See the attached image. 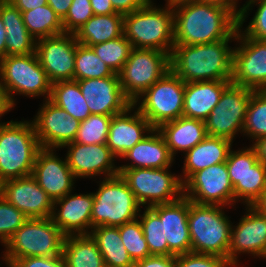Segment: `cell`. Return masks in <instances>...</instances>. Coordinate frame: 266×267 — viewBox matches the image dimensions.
I'll use <instances>...</instances> for the list:
<instances>
[{"mask_svg": "<svg viewBox=\"0 0 266 267\" xmlns=\"http://www.w3.org/2000/svg\"><path fill=\"white\" fill-rule=\"evenodd\" d=\"M173 8L174 44L200 45L236 39L238 16L229 7L192 0Z\"/></svg>", "mask_w": 266, "mask_h": 267, "instance_id": "6da1fadb", "label": "cell"}, {"mask_svg": "<svg viewBox=\"0 0 266 267\" xmlns=\"http://www.w3.org/2000/svg\"><path fill=\"white\" fill-rule=\"evenodd\" d=\"M232 40L236 39L200 45L174 44L170 53V70L184 83L231 81L233 48L229 43Z\"/></svg>", "mask_w": 266, "mask_h": 267, "instance_id": "7a4b0ae2", "label": "cell"}, {"mask_svg": "<svg viewBox=\"0 0 266 267\" xmlns=\"http://www.w3.org/2000/svg\"><path fill=\"white\" fill-rule=\"evenodd\" d=\"M150 0L144 7L124 15L123 34L132 48L171 53L174 46V8L156 7Z\"/></svg>", "mask_w": 266, "mask_h": 267, "instance_id": "3957f363", "label": "cell"}, {"mask_svg": "<svg viewBox=\"0 0 266 267\" xmlns=\"http://www.w3.org/2000/svg\"><path fill=\"white\" fill-rule=\"evenodd\" d=\"M41 149L32 121H13L0 126V184L32 175Z\"/></svg>", "mask_w": 266, "mask_h": 267, "instance_id": "277c9868", "label": "cell"}, {"mask_svg": "<svg viewBox=\"0 0 266 267\" xmlns=\"http://www.w3.org/2000/svg\"><path fill=\"white\" fill-rule=\"evenodd\" d=\"M222 209L224 206L189 200L191 252L218 255L228 260L232 222Z\"/></svg>", "mask_w": 266, "mask_h": 267, "instance_id": "5b68a950", "label": "cell"}, {"mask_svg": "<svg viewBox=\"0 0 266 267\" xmlns=\"http://www.w3.org/2000/svg\"><path fill=\"white\" fill-rule=\"evenodd\" d=\"M66 235L49 218H28L4 244L2 261L8 266L24 257L62 255Z\"/></svg>", "mask_w": 266, "mask_h": 267, "instance_id": "8992f818", "label": "cell"}, {"mask_svg": "<svg viewBox=\"0 0 266 267\" xmlns=\"http://www.w3.org/2000/svg\"><path fill=\"white\" fill-rule=\"evenodd\" d=\"M98 186L97 191L93 192L92 229L99 226L118 227L138 218L142 206L120 174L100 180Z\"/></svg>", "mask_w": 266, "mask_h": 267, "instance_id": "52a82bcc", "label": "cell"}, {"mask_svg": "<svg viewBox=\"0 0 266 267\" xmlns=\"http://www.w3.org/2000/svg\"><path fill=\"white\" fill-rule=\"evenodd\" d=\"M0 83L13 105L14 94L26 97L44 96L50 99L52 83L35 53L7 55L0 59Z\"/></svg>", "mask_w": 266, "mask_h": 267, "instance_id": "ba28073f", "label": "cell"}, {"mask_svg": "<svg viewBox=\"0 0 266 267\" xmlns=\"http://www.w3.org/2000/svg\"><path fill=\"white\" fill-rule=\"evenodd\" d=\"M169 168H119V174L140 205L151 207L174 202L184 195L180 176L172 174Z\"/></svg>", "mask_w": 266, "mask_h": 267, "instance_id": "9c48e42d", "label": "cell"}, {"mask_svg": "<svg viewBox=\"0 0 266 267\" xmlns=\"http://www.w3.org/2000/svg\"><path fill=\"white\" fill-rule=\"evenodd\" d=\"M184 90L185 83L169 70L132 104L157 129L183 116Z\"/></svg>", "mask_w": 266, "mask_h": 267, "instance_id": "30bf717a", "label": "cell"}, {"mask_svg": "<svg viewBox=\"0 0 266 267\" xmlns=\"http://www.w3.org/2000/svg\"><path fill=\"white\" fill-rule=\"evenodd\" d=\"M169 70V53L156 49L133 48L118 77L124 95L133 103Z\"/></svg>", "mask_w": 266, "mask_h": 267, "instance_id": "8fae6325", "label": "cell"}, {"mask_svg": "<svg viewBox=\"0 0 266 267\" xmlns=\"http://www.w3.org/2000/svg\"><path fill=\"white\" fill-rule=\"evenodd\" d=\"M255 91L231 83L205 120L207 135L233 142L235 136L243 132L248 104Z\"/></svg>", "mask_w": 266, "mask_h": 267, "instance_id": "7c38bea8", "label": "cell"}, {"mask_svg": "<svg viewBox=\"0 0 266 267\" xmlns=\"http://www.w3.org/2000/svg\"><path fill=\"white\" fill-rule=\"evenodd\" d=\"M239 47H233L231 83L256 91L266 90V41L247 37L237 30Z\"/></svg>", "mask_w": 266, "mask_h": 267, "instance_id": "4fadbf2b", "label": "cell"}, {"mask_svg": "<svg viewBox=\"0 0 266 267\" xmlns=\"http://www.w3.org/2000/svg\"><path fill=\"white\" fill-rule=\"evenodd\" d=\"M184 196L197 204L234 206V187L226 162L194 173L184 183Z\"/></svg>", "mask_w": 266, "mask_h": 267, "instance_id": "5bb4252c", "label": "cell"}, {"mask_svg": "<svg viewBox=\"0 0 266 267\" xmlns=\"http://www.w3.org/2000/svg\"><path fill=\"white\" fill-rule=\"evenodd\" d=\"M76 49L75 34L62 33L36 40V55L51 83L74 80Z\"/></svg>", "mask_w": 266, "mask_h": 267, "instance_id": "9a60e30c", "label": "cell"}, {"mask_svg": "<svg viewBox=\"0 0 266 267\" xmlns=\"http://www.w3.org/2000/svg\"><path fill=\"white\" fill-rule=\"evenodd\" d=\"M41 148L60 149L76 138L80 121L50 99L43 101L32 121Z\"/></svg>", "mask_w": 266, "mask_h": 267, "instance_id": "2e32d148", "label": "cell"}, {"mask_svg": "<svg viewBox=\"0 0 266 267\" xmlns=\"http://www.w3.org/2000/svg\"><path fill=\"white\" fill-rule=\"evenodd\" d=\"M245 208L238 225L231 226L228 262L233 267L239 265L238 255L241 253L266 259V216L252 206L245 205Z\"/></svg>", "mask_w": 266, "mask_h": 267, "instance_id": "e0dca14e", "label": "cell"}, {"mask_svg": "<svg viewBox=\"0 0 266 267\" xmlns=\"http://www.w3.org/2000/svg\"><path fill=\"white\" fill-rule=\"evenodd\" d=\"M66 147L67 163L76 179L93 178L101 174L103 178L119 175V166L114 163L117 157L106 144L85 145L73 141L62 148Z\"/></svg>", "mask_w": 266, "mask_h": 267, "instance_id": "ac0fdd59", "label": "cell"}, {"mask_svg": "<svg viewBox=\"0 0 266 267\" xmlns=\"http://www.w3.org/2000/svg\"><path fill=\"white\" fill-rule=\"evenodd\" d=\"M0 194L28 218H49L52 215L54 200L32 175L3 182Z\"/></svg>", "mask_w": 266, "mask_h": 267, "instance_id": "d6986e66", "label": "cell"}, {"mask_svg": "<svg viewBox=\"0 0 266 267\" xmlns=\"http://www.w3.org/2000/svg\"><path fill=\"white\" fill-rule=\"evenodd\" d=\"M151 208L163 222V244H168V256L190 253L189 199L183 195L174 202L157 204Z\"/></svg>", "mask_w": 266, "mask_h": 267, "instance_id": "ffe728a7", "label": "cell"}, {"mask_svg": "<svg viewBox=\"0 0 266 267\" xmlns=\"http://www.w3.org/2000/svg\"><path fill=\"white\" fill-rule=\"evenodd\" d=\"M53 151L56 152V149L41 148L37 152L32 176L55 201L73 190L76 178L68 166L66 157L61 160Z\"/></svg>", "mask_w": 266, "mask_h": 267, "instance_id": "44dd1931", "label": "cell"}, {"mask_svg": "<svg viewBox=\"0 0 266 267\" xmlns=\"http://www.w3.org/2000/svg\"><path fill=\"white\" fill-rule=\"evenodd\" d=\"M77 82L91 114L114 116L132 105L124 95L119 77L84 79Z\"/></svg>", "mask_w": 266, "mask_h": 267, "instance_id": "7402d4cb", "label": "cell"}, {"mask_svg": "<svg viewBox=\"0 0 266 267\" xmlns=\"http://www.w3.org/2000/svg\"><path fill=\"white\" fill-rule=\"evenodd\" d=\"M93 202V192L74 195L69 192L54 201L51 219L66 236L90 234Z\"/></svg>", "mask_w": 266, "mask_h": 267, "instance_id": "603a6c76", "label": "cell"}, {"mask_svg": "<svg viewBox=\"0 0 266 267\" xmlns=\"http://www.w3.org/2000/svg\"><path fill=\"white\" fill-rule=\"evenodd\" d=\"M134 109L135 105L132 104L125 111L112 116L106 145L117 158H121L154 129L138 109L130 114Z\"/></svg>", "mask_w": 266, "mask_h": 267, "instance_id": "cb8c5ba5", "label": "cell"}, {"mask_svg": "<svg viewBox=\"0 0 266 267\" xmlns=\"http://www.w3.org/2000/svg\"><path fill=\"white\" fill-rule=\"evenodd\" d=\"M231 81L185 83L183 116L205 121Z\"/></svg>", "mask_w": 266, "mask_h": 267, "instance_id": "d4e9b609", "label": "cell"}, {"mask_svg": "<svg viewBox=\"0 0 266 267\" xmlns=\"http://www.w3.org/2000/svg\"><path fill=\"white\" fill-rule=\"evenodd\" d=\"M121 158L131 163L119 168H165L172 167L174 157L171 155L161 133L154 128L147 137L128 150Z\"/></svg>", "mask_w": 266, "mask_h": 267, "instance_id": "484cf974", "label": "cell"}, {"mask_svg": "<svg viewBox=\"0 0 266 267\" xmlns=\"http://www.w3.org/2000/svg\"><path fill=\"white\" fill-rule=\"evenodd\" d=\"M157 130L173 157L178 151L185 154L208 136L205 121L184 116L161 124Z\"/></svg>", "mask_w": 266, "mask_h": 267, "instance_id": "4316f807", "label": "cell"}, {"mask_svg": "<svg viewBox=\"0 0 266 267\" xmlns=\"http://www.w3.org/2000/svg\"><path fill=\"white\" fill-rule=\"evenodd\" d=\"M233 142L215 136H207L202 142L185 153L183 175L184 184L194 173L211 165L224 163L227 160ZM184 177V178H183Z\"/></svg>", "mask_w": 266, "mask_h": 267, "instance_id": "83f0119b", "label": "cell"}, {"mask_svg": "<svg viewBox=\"0 0 266 267\" xmlns=\"http://www.w3.org/2000/svg\"><path fill=\"white\" fill-rule=\"evenodd\" d=\"M0 17L6 30V56L35 53L36 39L24 25L21 11L9 0H0Z\"/></svg>", "mask_w": 266, "mask_h": 267, "instance_id": "f1b7e54d", "label": "cell"}, {"mask_svg": "<svg viewBox=\"0 0 266 267\" xmlns=\"http://www.w3.org/2000/svg\"><path fill=\"white\" fill-rule=\"evenodd\" d=\"M123 27L124 15L121 13L93 15L76 31V41L91 47L122 36Z\"/></svg>", "mask_w": 266, "mask_h": 267, "instance_id": "f546056e", "label": "cell"}, {"mask_svg": "<svg viewBox=\"0 0 266 267\" xmlns=\"http://www.w3.org/2000/svg\"><path fill=\"white\" fill-rule=\"evenodd\" d=\"M62 255L65 267H106L97 243L90 234L66 236Z\"/></svg>", "mask_w": 266, "mask_h": 267, "instance_id": "4dcf8cb0", "label": "cell"}, {"mask_svg": "<svg viewBox=\"0 0 266 267\" xmlns=\"http://www.w3.org/2000/svg\"><path fill=\"white\" fill-rule=\"evenodd\" d=\"M90 235L97 243L106 267H129L135 265L122 243L118 227H94L90 231Z\"/></svg>", "mask_w": 266, "mask_h": 267, "instance_id": "1f68e13d", "label": "cell"}, {"mask_svg": "<svg viewBox=\"0 0 266 267\" xmlns=\"http://www.w3.org/2000/svg\"><path fill=\"white\" fill-rule=\"evenodd\" d=\"M50 100L80 122L91 115L78 82L75 80L52 83Z\"/></svg>", "mask_w": 266, "mask_h": 267, "instance_id": "d6a6232c", "label": "cell"}, {"mask_svg": "<svg viewBox=\"0 0 266 267\" xmlns=\"http://www.w3.org/2000/svg\"><path fill=\"white\" fill-rule=\"evenodd\" d=\"M21 13L24 25L36 40L64 33L61 18L48 4Z\"/></svg>", "mask_w": 266, "mask_h": 267, "instance_id": "836d02e7", "label": "cell"}, {"mask_svg": "<svg viewBox=\"0 0 266 267\" xmlns=\"http://www.w3.org/2000/svg\"><path fill=\"white\" fill-rule=\"evenodd\" d=\"M233 187L234 203L242 201L246 206H252L266 187V166L258 161Z\"/></svg>", "mask_w": 266, "mask_h": 267, "instance_id": "e575fe53", "label": "cell"}, {"mask_svg": "<svg viewBox=\"0 0 266 267\" xmlns=\"http://www.w3.org/2000/svg\"><path fill=\"white\" fill-rule=\"evenodd\" d=\"M118 77L93 51L91 47L77 42L74 80Z\"/></svg>", "mask_w": 266, "mask_h": 267, "instance_id": "d590c367", "label": "cell"}, {"mask_svg": "<svg viewBox=\"0 0 266 267\" xmlns=\"http://www.w3.org/2000/svg\"><path fill=\"white\" fill-rule=\"evenodd\" d=\"M242 133L253 139L252 143L266 136V90L252 94Z\"/></svg>", "mask_w": 266, "mask_h": 267, "instance_id": "8d00e7d4", "label": "cell"}, {"mask_svg": "<svg viewBox=\"0 0 266 267\" xmlns=\"http://www.w3.org/2000/svg\"><path fill=\"white\" fill-rule=\"evenodd\" d=\"M91 48L115 74H118L123 68L133 49L124 34L113 40L93 45Z\"/></svg>", "mask_w": 266, "mask_h": 267, "instance_id": "74e56055", "label": "cell"}, {"mask_svg": "<svg viewBox=\"0 0 266 267\" xmlns=\"http://www.w3.org/2000/svg\"><path fill=\"white\" fill-rule=\"evenodd\" d=\"M139 220L145 236L150 255L168 256V244H163V222L159 215L151 208L144 207Z\"/></svg>", "mask_w": 266, "mask_h": 267, "instance_id": "f35d334b", "label": "cell"}, {"mask_svg": "<svg viewBox=\"0 0 266 267\" xmlns=\"http://www.w3.org/2000/svg\"><path fill=\"white\" fill-rule=\"evenodd\" d=\"M112 116L91 114L80 122L74 142L85 145L106 144Z\"/></svg>", "mask_w": 266, "mask_h": 267, "instance_id": "ab89813d", "label": "cell"}, {"mask_svg": "<svg viewBox=\"0 0 266 267\" xmlns=\"http://www.w3.org/2000/svg\"><path fill=\"white\" fill-rule=\"evenodd\" d=\"M122 243L134 262L150 255L139 218L118 226Z\"/></svg>", "mask_w": 266, "mask_h": 267, "instance_id": "60d3db41", "label": "cell"}, {"mask_svg": "<svg viewBox=\"0 0 266 267\" xmlns=\"http://www.w3.org/2000/svg\"><path fill=\"white\" fill-rule=\"evenodd\" d=\"M254 5H258V9L249 25L244 29V31L242 30V32L247 37L266 41V0L246 1L240 9L238 16V28H242L243 23L246 22L245 19L248 17L247 15H249V11L253 10L251 7H254Z\"/></svg>", "mask_w": 266, "mask_h": 267, "instance_id": "b9f144b4", "label": "cell"}, {"mask_svg": "<svg viewBox=\"0 0 266 267\" xmlns=\"http://www.w3.org/2000/svg\"><path fill=\"white\" fill-rule=\"evenodd\" d=\"M257 162L258 157L252 146L244 147L238 151L230 149L226 166L232 185L234 186L238 181H241L243 174Z\"/></svg>", "mask_w": 266, "mask_h": 267, "instance_id": "7bdbcfd3", "label": "cell"}, {"mask_svg": "<svg viewBox=\"0 0 266 267\" xmlns=\"http://www.w3.org/2000/svg\"><path fill=\"white\" fill-rule=\"evenodd\" d=\"M28 219V217L11 205L0 194V241L2 245L14 234Z\"/></svg>", "mask_w": 266, "mask_h": 267, "instance_id": "ee69618b", "label": "cell"}, {"mask_svg": "<svg viewBox=\"0 0 266 267\" xmlns=\"http://www.w3.org/2000/svg\"><path fill=\"white\" fill-rule=\"evenodd\" d=\"M93 15L90 0H73L62 19L64 33L75 34Z\"/></svg>", "mask_w": 266, "mask_h": 267, "instance_id": "f6af8a7d", "label": "cell"}, {"mask_svg": "<svg viewBox=\"0 0 266 267\" xmlns=\"http://www.w3.org/2000/svg\"><path fill=\"white\" fill-rule=\"evenodd\" d=\"M176 267H233L227 259L211 254L185 253L176 256Z\"/></svg>", "mask_w": 266, "mask_h": 267, "instance_id": "bcb514c9", "label": "cell"}, {"mask_svg": "<svg viewBox=\"0 0 266 267\" xmlns=\"http://www.w3.org/2000/svg\"><path fill=\"white\" fill-rule=\"evenodd\" d=\"M7 267H65L63 255L14 259Z\"/></svg>", "mask_w": 266, "mask_h": 267, "instance_id": "7dc6e473", "label": "cell"}, {"mask_svg": "<svg viewBox=\"0 0 266 267\" xmlns=\"http://www.w3.org/2000/svg\"><path fill=\"white\" fill-rule=\"evenodd\" d=\"M135 267H176V256L151 255L135 262Z\"/></svg>", "mask_w": 266, "mask_h": 267, "instance_id": "c3c4849f", "label": "cell"}, {"mask_svg": "<svg viewBox=\"0 0 266 267\" xmlns=\"http://www.w3.org/2000/svg\"><path fill=\"white\" fill-rule=\"evenodd\" d=\"M114 10L123 15L144 7L150 0H110Z\"/></svg>", "mask_w": 266, "mask_h": 267, "instance_id": "681fc988", "label": "cell"}, {"mask_svg": "<svg viewBox=\"0 0 266 267\" xmlns=\"http://www.w3.org/2000/svg\"><path fill=\"white\" fill-rule=\"evenodd\" d=\"M94 15H109L117 13L110 0H90Z\"/></svg>", "mask_w": 266, "mask_h": 267, "instance_id": "f907efd6", "label": "cell"}, {"mask_svg": "<svg viewBox=\"0 0 266 267\" xmlns=\"http://www.w3.org/2000/svg\"><path fill=\"white\" fill-rule=\"evenodd\" d=\"M21 12L45 6L47 0H9Z\"/></svg>", "mask_w": 266, "mask_h": 267, "instance_id": "816d5d0a", "label": "cell"}, {"mask_svg": "<svg viewBox=\"0 0 266 267\" xmlns=\"http://www.w3.org/2000/svg\"><path fill=\"white\" fill-rule=\"evenodd\" d=\"M72 1L73 0H47V4L62 20L66 16Z\"/></svg>", "mask_w": 266, "mask_h": 267, "instance_id": "f5cc1de1", "label": "cell"}, {"mask_svg": "<svg viewBox=\"0 0 266 267\" xmlns=\"http://www.w3.org/2000/svg\"><path fill=\"white\" fill-rule=\"evenodd\" d=\"M15 106L12 104L9 96L6 93V90L0 83V117L6 114L8 111H11ZM10 121L1 122L0 126L8 124Z\"/></svg>", "mask_w": 266, "mask_h": 267, "instance_id": "db71d44e", "label": "cell"}, {"mask_svg": "<svg viewBox=\"0 0 266 267\" xmlns=\"http://www.w3.org/2000/svg\"><path fill=\"white\" fill-rule=\"evenodd\" d=\"M252 147L257 154L258 161H261L266 166V136L253 142Z\"/></svg>", "mask_w": 266, "mask_h": 267, "instance_id": "11a10c76", "label": "cell"}, {"mask_svg": "<svg viewBox=\"0 0 266 267\" xmlns=\"http://www.w3.org/2000/svg\"><path fill=\"white\" fill-rule=\"evenodd\" d=\"M198 2L212 3L220 6L229 7L237 16H239L240 9L238 8L239 0H195Z\"/></svg>", "mask_w": 266, "mask_h": 267, "instance_id": "9f6ffc18", "label": "cell"}, {"mask_svg": "<svg viewBox=\"0 0 266 267\" xmlns=\"http://www.w3.org/2000/svg\"><path fill=\"white\" fill-rule=\"evenodd\" d=\"M252 207L266 216V187L264 188L260 197L254 202Z\"/></svg>", "mask_w": 266, "mask_h": 267, "instance_id": "6f0895ef", "label": "cell"}, {"mask_svg": "<svg viewBox=\"0 0 266 267\" xmlns=\"http://www.w3.org/2000/svg\"><path fill=\"white\" fill-rule=\"evenodd\" d=\"M0 17V59L6 56V32Z\"/></svg>", "mask_w": 266, "mask_h": 267, "instance_id": "680465c9", "label": "cell"}, {"mask_svg": "<svg viewBox=\"0 0 266 267\" xmlns=\"http://www.w3.org/2000/svg\"><path fill=\"white\" fill-rule=\"evenodd\" d=\"M185 1H192V0H167L166 4L173 6V5H176L178 3L185 2Z\"/></svg>", "mask_w": 266, "mask_h": 267, "instance_id": "91938a15", "label": "cell"}]
</instances>
